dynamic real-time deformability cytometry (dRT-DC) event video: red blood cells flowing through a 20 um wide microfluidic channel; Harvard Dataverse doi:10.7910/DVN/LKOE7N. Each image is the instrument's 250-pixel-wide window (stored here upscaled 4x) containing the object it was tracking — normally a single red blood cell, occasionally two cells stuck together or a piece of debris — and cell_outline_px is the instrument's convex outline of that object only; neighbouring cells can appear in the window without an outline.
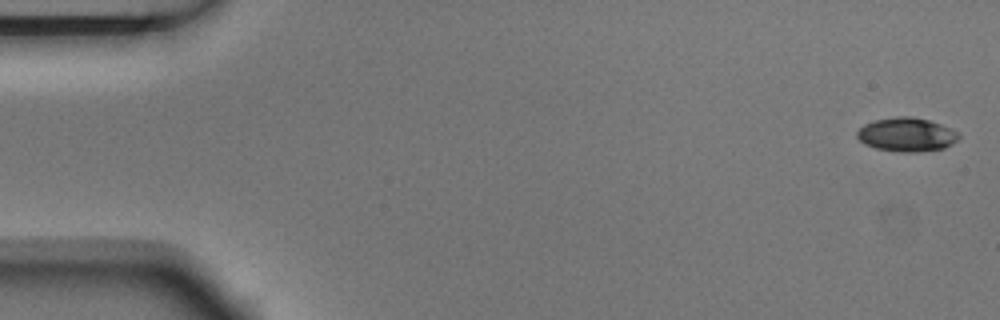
{"species": "Egyptian fruit bat (a non-hibernating species)", "species_latin": "Rousettus aegyptiacus", "temperature_condition": "room temperature", "stored_images_in_passage": 5, "camera_frame_rate_fps": 3000, "um_per_image_px": 0.085, "animal": {"sex": "male"}, "frame": {"image": 1, "passage_image": 1, "time_ms": 0.0, "image_size_px": [1000, 320], "cell_outline_px": [[960, 136], [952, 144], [944, 148], [920, 152], [900, 152], [876, 148], [864, 144], [856, 136], [856, 132], [864, 124], [872, 120], [896, 116], [912, 116], [928, 120], [952, 128], [960, 132]], "centroid_in_image_um": [77.06, 11.43], "position_along_channel_um": 7.9, "area_um2": 20.29}}
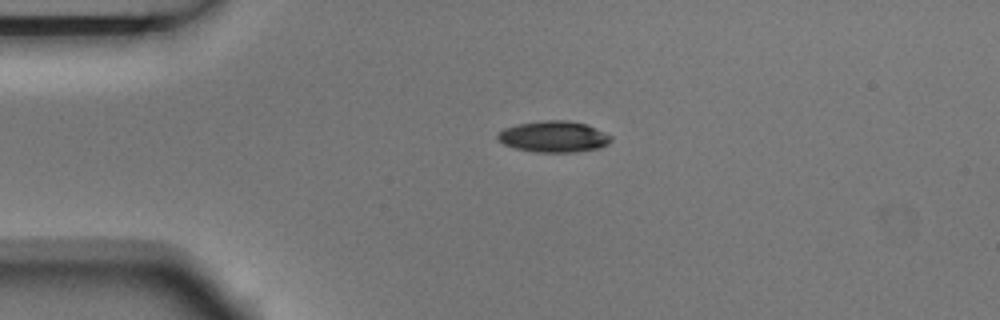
{"frame": {"image": 2, "passage_image": 4, "time_ms": 1.0, "image_size_px": [1000, 320], "cell_outline_px": [[612, 140], [608, 144], [600, 148], [572, 152], [536, 152], [516, 148], [504, 144], [496, 136], [496, 132], [504, 128], [516, 124], [544, 120], [568, 120], [588, 124], [612, 136]], "centroid_in_image_um": [47.07, 11.6], "position_along_channel_um": 37.9, "area_um2": 20.75}}